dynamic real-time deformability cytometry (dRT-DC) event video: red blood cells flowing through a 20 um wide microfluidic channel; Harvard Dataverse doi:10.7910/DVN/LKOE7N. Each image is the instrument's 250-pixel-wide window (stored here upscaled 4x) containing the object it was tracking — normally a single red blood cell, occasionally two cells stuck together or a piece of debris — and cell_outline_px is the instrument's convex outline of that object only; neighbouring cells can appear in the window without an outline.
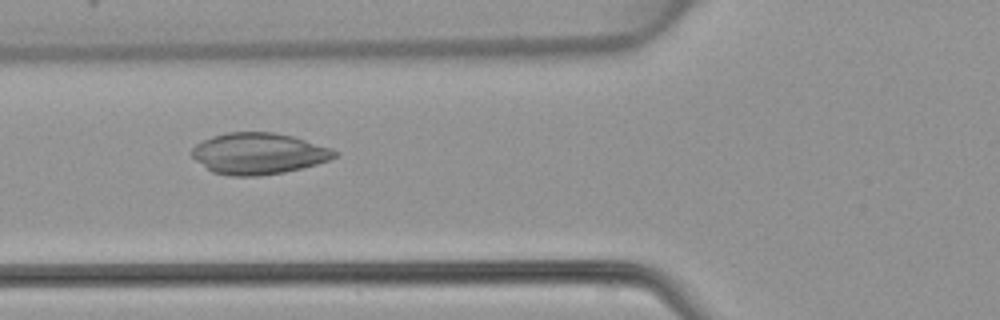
{"species": "common noctule bat (a hibernating species)", "species_latin": "Nyctalus noctula", "temperature_condition": "warm", "stored_images_in_passage": 46, "camera_frame_rate_fps": 3000, "um_per_image_px": 0.085, "animal": {"sex": "female", "body_mass_g": 22.7, "forearm_length_mm": 54.2}, "frame": {"image": 1, "passage_image": 16, "time_ms": 5.0, "image_size_px": [1000, 320], "cell_outline_px": [[340, 152], [336, 156], [328, 160], [316, 164], [284, 172], [260, 176], [228, 176], [212, 172], [196, 160], [188, 152], [196, 144], [212, 136], [228, 132], [272, 132], [292, 136], [332, 148]], "centroid_in_image_um": [21.96, 13.05], "position_along_channel_um": 103.8, "area_um2": 34.39}}
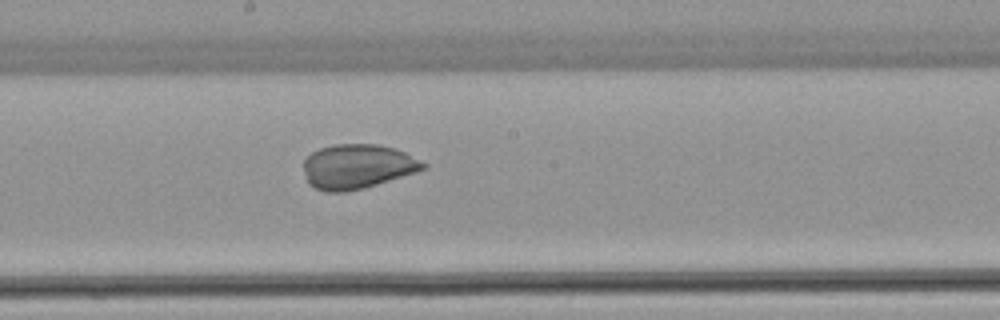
{"frame": {"image": 2, "passage_image": 24, "time_ms": 7.667, "image_size_px": [1000, 320], "cell_outline_px": [[428, 168], [416, 172], [364, 188], [344, 192], [324, 192], [308, 184], [304, 172], [304, 160], [312, 152], [320, 148], [336, 144], [376, 144], [396, 148], [428, 164]], "centroid_in_image_um": [30.38, 14.15], "position_along_channel_um": 217.8, "area_um2": 31.1}}
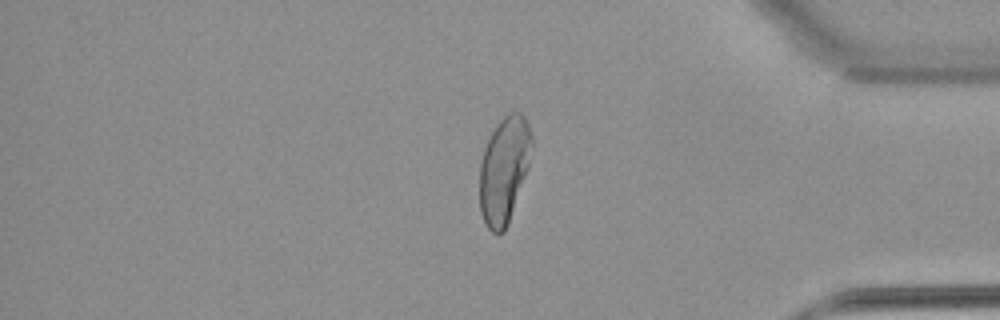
{"frame": {"image": 3, "passage_image": 38, "time_ms": 12.333, "image_size_px": [1000, 320], "cell_outline_px": [[532, 144], [528, 168], [508, 224], [504, 232], [492, 232], [488, 228], [480, 212], [480, 164], [484, 148], [492, 132], [500, 120], [508, 112], [520, 112], [524, 116], [528, 124], [532, 136]], "centroid_in_image_um": [42.85, 14.42], "position_along_channel_um": 392.4, "area_um2": 32.08}}